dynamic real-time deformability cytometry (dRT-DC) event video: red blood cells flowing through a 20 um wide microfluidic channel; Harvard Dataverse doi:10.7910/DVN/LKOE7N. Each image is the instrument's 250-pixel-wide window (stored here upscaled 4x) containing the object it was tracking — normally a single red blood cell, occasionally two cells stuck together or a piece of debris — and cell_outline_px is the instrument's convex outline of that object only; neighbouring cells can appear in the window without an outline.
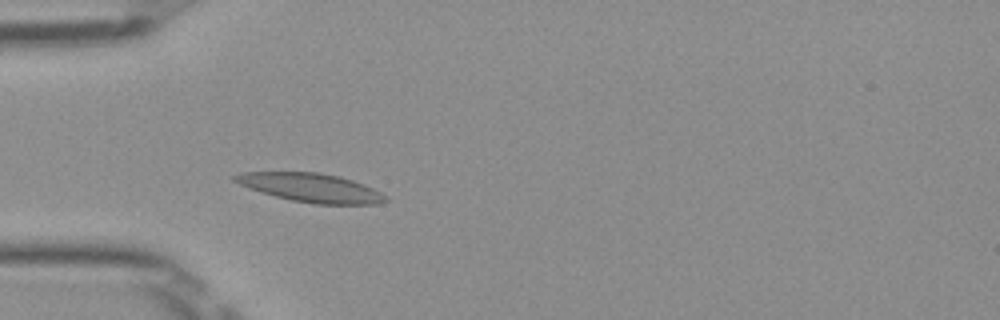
{"species": "Egyptian fruit bat (a non-hibernating species)", "species_latin": "Rousettus aegyptiacus", "temperature_condition": "room temperature", "stored_images_in_passage": 34, "camera_frame_rate_fps": 3000, "um_per_image_px": 0.085, "frame": {"image": 1, "passage_image": 11, "time_ms": 3.333, "image_size_px": [1000, 320], "cell_outline_px": [[388, 200], [376, 204], [312, 204], [292, 200], [276, 196], [240, 184], [232, 180], [232, 176], [240, 172], [320, 172], [340, 176], [364, 184], [388, 196]], "centroid_in_image_um": [26.46, 15.95], "position_along_channel_um": 58.5, "area_um2": 25.09}}
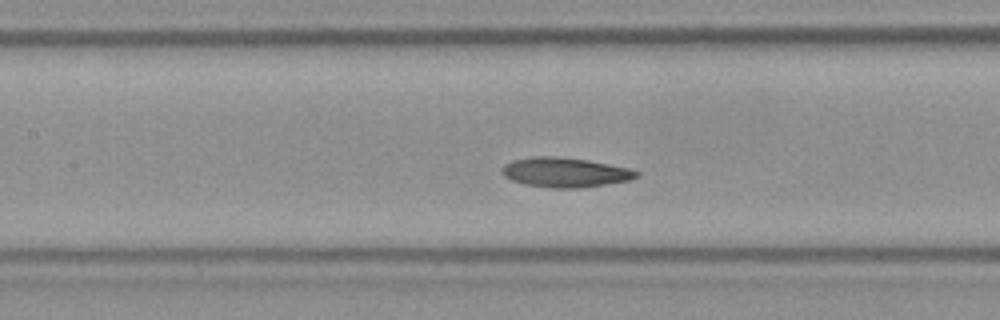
{"frame": {"image": 2, "passage_image": 19, "time_ms": 6.0, "image_size_px": [1000, 320], "cell_outline_px": [[640, 176], [628, 180], [580, 188], [552, 188], [524, 184], [512, 180], [504, 176], [500, 172], [500, 168], [504, 164], [512, 160], [532, 156], [556, 156], [588, 160], [628, 168], [640, 172]], "centroid_in_image_um": [47.98, 14.64], "position_along_channel_um": 159.4, "area_um2": 23.29}}
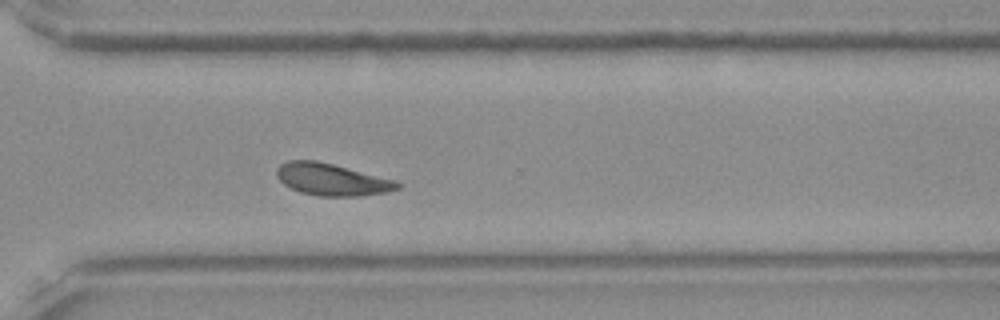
{"frame": {"image": 3, "passage_image": 33, "time_ms": 10.667, "image_size_px": [1000, 320], "cell_outline_px": [[400, 188], [388, 192], [360, 196], [320, 196], [300, 192], [284, 184], [276, 176], [276, 168], [280, 164], [288, 160], [316, 160], [396, 180], [400, 184]], "centroid_in_image_um": [28.19, 15.26], "position_along_channel_um": 342.4, "area_um2": 22.48}}